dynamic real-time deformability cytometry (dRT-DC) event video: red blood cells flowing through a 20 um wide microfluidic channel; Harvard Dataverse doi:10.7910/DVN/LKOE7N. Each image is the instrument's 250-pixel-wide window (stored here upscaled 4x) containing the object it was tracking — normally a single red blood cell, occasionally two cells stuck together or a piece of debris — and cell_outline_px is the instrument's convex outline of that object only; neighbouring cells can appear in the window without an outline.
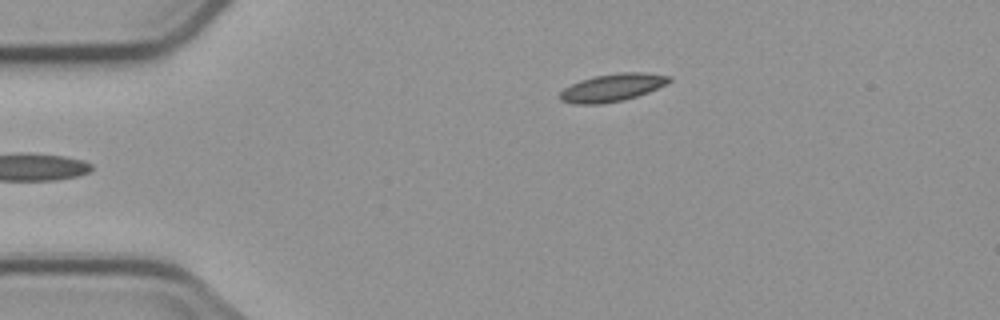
{"species": "common noctule bat (a hibernating species)", "species_latin": "Nyctalus noctula", "temperature_condition": "cold", "stored_images_in_passage": 4, "camera_frame_rate_fps": 3000, "um_per_image_px": 0.085, "animal": {"sex": "male", "body_mass_g": 23.1, "forearm_length_mm": 52.7}, "frame": {"image": 1, "passage_image": 4, "time_ms": 3.667, "image_size_px": [1000, 320], "cell_outline_px": [[672, 80], [648, 92], [624, 100], [604, 104], [576, 104], [560, 100], [560, 92], [564, 88], [580, 80], [592, 76], [620, 72], [644, 72], [672, 76]], "centroid_in_image_um": [52.04, 7.44], "position_along_channel_um": 33.0, "area_um2": 17.63}}